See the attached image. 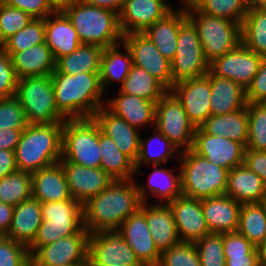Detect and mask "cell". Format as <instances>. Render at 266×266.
I'll use <instances>...</instances> for the list:
<instances>
[{
    "label": "cell",
    "mask_w": 266,
    "mask_h": 266,
    "mask_svg": "<svg viewBox=\"0 0 266 266\" xmlns=\"http://www.w3.org/2000/svg\"><path fill=\"white\" fill-rule=\"evenodd\" d=\"M75 0H47L48 4L54 11H63L69 7Z\"/></svg>",
    "instance_id": "cell-61"
},
{
    "label": "cell",
    "mask_w": 266,
    "mask_h": 266,
    "mask_svg": "<svg viewBox=\"0 0 266 266\" xmlns=\"http://www.w3.org/2000/svg\"><path fill=\"white\" fill-rule=\"evenodd\" d=\"M247 102H266V56H263L258 72L246 89Z\"/></svg>",
    "instance_id": "cell-54"
},
{
    "label": "cell",
    "mask_w": 266,
    "mask_h": 266,
    "mask_svg": "<svg viewBox=\"0 0 266 266\" xmlns=\"http://www.w3.org/2000/svg\"><path fill=\"white\" fill-rule=\"evenodd\" d=\"M5 3L26 12L33 19H45L54 12L47 0H6Z\"/></svg>",
    "instance_id": "cell-53"
},
{
    "label": "cell",
    "mask_w": 266,
    "mask_h": 266,
    "mask_svg": "<svg viewBox=\"0 0 266 266\" xmlns=\"http://www.w3.org/2000/svg\"><path fill=\"white\" fill-rule=\"evenodd\" d=\"M24 129H1L0 150L15 151Z\"/></svg>",
    "instance_id": "cell-56"
},
{
    "label": "cell",
    "mask_w": 266,
    "mask_h": 266,
    "mask_svg": "<svg viewBox=\"0 0 266 266\" xmlns=\"http://www.w3.org/2000/svg\"><path fill=\"white\" fill-rule=\"evenodd\" d=\"M28 125L22 104L15 96L0 99V130L25 129Z\"/></svg>",
    "instance_id": "cell-49"
},
{
    "label": "cell",
    "mask_w": 266,
    "mask_h": 266,
    "mask_svg": "<svg viewBox=\"0 0 266 266\" xmlns=\"http://www.w3.org/2000/svg\"><path fill=\"white\" fill-rule=\"evenodd\" d=\"M211 85V115H222L243 109L247 106L246 89L240 84L214 75L208 70Z\"/></svg>",
    "instance_id": "cell-29"
},
{
    "label": "cell",
    "mask_w": 266,
    "mask_h": 266,
    "mask_svg": "<svg viewBox=\"0 0 266 266\" xmlns=\"http://www.w3.org/2000/svg\"><path fill=\"white\" fill-rule=\"evenodd\" d=\"M193 6L207 15L224 18L241 25L248 12L244 0H198Z\"/></svg>",
    "instance_id": "cell-45"
},
{
    "label": "cell",
    "mask_w": 266,
    "mask_h": 266,
    "mask_svg": "<svg viewBox=\"0 0 266 266\" xmlns=\"http://www.w3.org/2000/svg\"><path fill=\"white\" fill-rule=\"evenodd\" d=\"M0 266H31L28 247L7 236H1Z\"/></svg>",
    "instance_id": "cell-50"
},
{
    "label": "cell",
    "mask_w": 266,
    "mask_h": 266,
    "mask_svg": "<svg viewBox=\"0 0 266 266\" xmlns=\"http://www.w3.org/2000/svg\"><path fill=\"white\" fill-rule=\"evenodd\" d=\"M154 127L166 136L177 150L182 147L180 152L192 149L196 127L189 120L181 102L170 90L156 103Z\"/></svg>",
    "instance_id": "cell-10"
},
{
    "label": "cell",
    "mask_w": 266,
    "mask_h": 266,
    "mask_svg": "<svg viewBox=\"0 0 266 266\" xmlns=\"http://www.w3.org/2000/svg\"><path fill=\"white\" fill-rule=\"evenodd\" d=\"M63 12L78 33L81 44H93L104 49L122 43L119 16L115 12L83 0H75Z\"/></svg>",
    "instance_id": "cell-4"
},
{
    "label": "cell",
    "mask_w": 266,
    "mask_h": 266,
    "mask_svg": "<svg viewBox=\"0 0 266 266\" xmlns=\"http://www.w3.org/2000/svg\"><path fill=\"white\" fill-rule=\"evenodd\" d=\"M262 58V55L254 53L241 42L234 50L211 62L209 70L247 89L258 72Z\"/></svg>",
    "instance_id": "cell-15"
},
{
    "label": "cell",
    "mask_w": 266,
    "mask_h": 266,
    "mask_svg": "<svg viewBox=\"0 0 266 266\" xmlns=\"http://www.w3.org/2000/svg\"><path fill=\"white\" fill-rule=\"evenodd\" d=\"M168 3L165 0H126L118 14L122 34L144 33L174 9Z\"/></svg>",
    "instance_id": "cell-19"
},
{
    "label": "cell",
    "mask_w": 266,
    "mask_h": 266,
    "mask_svg": "<svg viewBox=\"0 0 266 266\" xmlns=\"http://www.w3.org/2000/svg\"><path fill=\"white\" fill-rule=\"evenodd\" d=\"M58 111L66 119L93 118L105 104L101 100L104 91L99 72L77 73L58 72L51 74Z\"/></svg>",
    "instance_id": "cell-2"
},
{
    "label": "cell",
    "mask_w": 266,
    "mask_h": 266,
    "mask_svg": "<svg viewBox=\"0 0 266 266\" xmlns=\"http://www.w3.org/2000/svg\"><path fill=\"white\" fill-rule=\"evenodd\" d=\"M45 43L52 50L55 60L81 45L78 33L63 11H54L45 18Z\"/></svg>",
    "instance_id": "cell-25"
},
{
    "label": "cell",
    "mask_w": 266,
    "mask_h": 266,
    "mask_svg": "<svg viewBox=\"0 0 266 266\" xmlns=\"http://www.w3.org/2000/svg\"><path fill=\"white\" fill-rule=\"evenodd\" d=\"M223 252L224 257L259 255L257 247L238 231L223 234Z\"/></svg>",
    "instance_id": "cell-51"
},
{
    "label": "cell",
    "mask_w": 266,
    "mask_h": 266,
    "mask_svg": "<svg viewBox=\"0 0 266 266\" xmlns=\"http://www.w3.org/2000/svg\"><path fill=\"white\" fill-rule=\"evenodd\" d=\"M42 223L28 247L30 255L41 246L78 233L83 227V205L71 198L42 203Z\"/></svg>",
    "instance_id": "cell-8"
},
{
    "label": "cell",
    "mask_w": 266,
    "mask_h": 266,
    "mask_svg": "<svg viewBox=\"0 0 266 266\" xmlns=\"http://www.w3.org/2000/svg\"><path fill=\"white\" fill-rule=\"evenodd\" d=\"M63 123L29 124L23 131L15 150L17 169L34 173L62 158Z\"/></svg>",
    "instance_id": "cell-3"
},
{
    "label": "cell",
    "mask_w": 266,
    "mask_h": 266,
    "mask_svg": "<svg viewBox=\"0 0 266 266\" xmlns=\"http://www.w3.org/2000/svg\"><path fill=\"white\" fill-rule=\"evenodd\" d=\"M17 170L15 151L0 150V179Z\"/></svg>",
    "instance_id": "cell-57"
},
{
    "label": "cell",
    "mask_w": 266,
    "mask_h": 266,
    "mask_svg": "<svg viewBox=\"0 0 266 266\" xmlns=\"http://www.w3.org/2000/svg\"><path fill=\"white\" fill-rule=\"evenodd\" d=\"M60 161L100 168L99 124L94 118L66 119L64 121Z\"/></svg>",
    "instance_id": "cell-9"
},
{
    "label": "cell",
    "mask_w": 266,
    "mask_h": 266,
    "mask_svg": "<svg viewBox=\"0 0 266 266\" xmlns=\"http://www.w3.org/2000/svg\"><path fill=\"white\" fill-rule=\"evenodd\" d=\"M173 212L177 233L182 242H193L210 234L201 200L179 196L167 203Z\"/></svg>",
    "instance_id": "cell-21"
},
{
    "label": "cell",
    "mask_w": 266,
    "mask_h": 266,
    "mask_svg": "<svg viewBox=\"0 0 266 266\" xmlns=\"http://www.w3.org/2000/svg\"><path fill=\"white\" fill-rule=\"evenodd\" d=\"M45 43V19H33L30 23L8 38L1 47L14 55L34 45Z\"/></svg>",
    "instance_id": "cell-43"
},
{
    "label": "cell",
    "mask_w": 266,
    "mask_h": 266,
    "mask_svg": "<svg viewBox=\"0 0 266 266\" xmlns=\"http://www.w3.org/2000/svg\"><path fill=\"white\" fill-rule=\"evenodd\" d=\"M66 175L69 193L80 204L104 191L113 181L103 169L90 168L69 161H59Z\"/></svg>",
    "instance_id": "cell-20"
},
{
    "label": "cell",
    "mask_w": 266,
    "mask_h": 266,
    "mask_svg": "<svg viewBox=\"0 0 266 266\" xmlns=\"http://www.w3.org/2000/svg\"><path fill=\"white\" fill-rule=\"evenodd\" d=\"M100 168L114 180L134 179V163L117 147L113 139L101 131L99 126Z\"/></svg>",
    "instance_id": "cell-35"
},
{
    "label": "cell",
    "mask_w": 266,
    "mask_h": 266,
    "mask_svg": "<svg viewBox=\"0 0 266 266\" xmlns=\"http://www.w3.org/2000/svg\"><path fill=\"white\" fill-rule=\"evenodd\" d=\"M11 57L16 77L51 76L56 60L46 43L34 45L29 49L16 52Z\"/></svg>",
    "instance_id": "cell-31"
},
{
    "label": "cell",
    "mask_w": 266,
    "mask_h": 266,
    "mask_svg": "<svg viewBox=\"0 0 266 266\" xmlns=\"http://www.w3.org/2000/svg\"><path fill=\"white\" fill-rule=\"evenodd\" d=\"M160 166H153L154 169L148 177L147 186L154 197L161 199L162 203L167 204L183 195L181 172L176 174L172 172V169L162 168V166L160 168Z\"/></svg>",
    "instance_id": "cell-39"
},
{
    "label": "cell",
    "mask_w": 266,
    "mask_h": 266,
    "mask_svg": "<svg viewBox=\"0 0 266 266\" xmlns=\"http://www.w3.org/2000/svg\"><path fill=\"white\" fill-rule=\"evenodd\" d=\"M74 266H90L88 260L86 262H83V263H80V264H77V265H74Z\"/></svg>",
    "instance_id": "cell-67"
},
{
    "label": "cell",
    "mask_w": 266,
    "mask_h": 266,
    "mask_svg": "<svg viewBox=\"0 0 266 266\" xmlns=\"http://www.w3.org/2000/svg\"><path fill=\"white\" fill-rule=\"evenodd\" d=\"M15 97L22 104L29 124L64 123L66 120L58 111L51 76L19 78Z\"/></svg>",
    "instance_id": "cell-7"
},
{
    "label": "cell",
    "mask_w": 266,
    "mask_h": 266,
    "mask_svg": "<svg viewBox=\"0 0 266 266\" xmlns=\"http://www.w3.org/2000/svg\"><path fill=\"white\" fill-rule=\"evenodd\" d=\"M32 197L31 173L17 170L0 179V202L15 207Z\"/></svg>",
    "instance_id": "cell-42"
},
{
    "label": "cell",
    "mask_w": 266,
    "mask_h": 266,
    "mask_svg": "<svg viewBox=\"0 0 266 266\" xmlns=\"http://www.w3.org/2000/svg\"><path fill=\"white\" fill-rule=\"evenodd\" d=\"M192 150L211 163L231 170L244 163L246 147L235 140L207 134L197 127Z\"/></svg>",
    "instance_id": "cell-16"
},
{
    "label": "cell",
    "mask_w": 266,
    "mask_h": 266,
    "mask_svg": "<svg viewBox=\"0 0 266 266\" xmlns=\"http://www.w3.org/2000/svg\"><path fill=\"white\" fill-rule=\"evenodd\" d=\"M179 154L183 196L201 200L225 194L228 169L211 163L192 149Z\"/></svg>",
    "instance_id": "cell-5"
},
{
    "label": "cell",
    "mask_w": 266,
    "mask_h": 266,
    "mask_svg": "<svg viewBox=\"0 0 266 266\" xmlns=\"http://www.w3.org/2000/svg\"><path fill=\"white\" fill-rule=\"evenodd\" d=\"M187 19L185 8L173 9L144 32L158 51L170 62L176 53L179 28Z\"/></svg>",
    "instance_id": "cell-30"
},
{
    "label": "cell",
    "mask_w": 266,
    "mask_h": 266,
    "mask_svg": "<svg viewBox=\"0 0 266 266\" xmlns=\"http://www.w3.org/2000/svg\"><path fill=\"white\" fill-rule=\"evenodd\" d=\"M17 80L11 57L0 46V99L15 96Z\"/></svg>",
    "instance_id": "cell-52"
},
{
    "label": "cell",
    "mask_w": 266,
    "mask_h": 266,
    "mask_svg": "<svg viewBox=\"0 0 266 266\" xmlns=\"http://www.w3.org/2000/svg\"><path fill=\"white\" fill-rule=\"evenodd\" d=\"M33 18L26 12L11 7L6 3L0 5V46L12 35L27 26Z\"/></svg>",
    "instance_id": "cell-48"
},
{
    "label": "cell",
    "mask_w": 266,
    "mask_h": 266,
    "mask_svg": "<svg viewBox=\"0 0 266 266\" xmlns=\"http://www.w3.org/2000/svg\"><path fill=\"white\" fill-rule=\"evenodd\" d=\"M116 96L105 102L107 103L105 106L115 115L123 118L136 129L151 123L155 124L156 102L120 91Z\"/></svg>",
    "instance_id": "cell-27"
},
{
    "label": "cell",
    "mask_w": 266,
    "mask_h": 266,
    "mask_svg": "<svg viewBox=\"0 0 266 266\" xmlns=\"http://www.w3.org/2000/svg\"><path fill=\"white\" fill-rule=\"evenodd\" d=\"M200 128L207 134L223 136L242 143L245 147L248 141L247 107L222 115H211Z\"/></svg>",
    "instance_id": "cell-33"
},
{
    "label": "cell",
    "mask_w": 266,
    "mask_h": 266,
    "mask_svg": "<svg viewBox=\"0 0 266 266\" xmlns=\"http://www.w3.org/2000/svg\"><path fill=\"white\" fill-rule=\"evenodd\" d=\"M42 221V203L30 197L14 207L11 227L5 236L29 247Z\"/></svg>",
    "instance_id": "cell-26"
},
{
    "label": "cell",
    "mask_w": 266,
    "mask_h": 266,
    "mask_svg": "<svg viewBox=\"0 0 266 266\" xmlns=\"http://www.w3.org/2000/svg\"><path fill=\"white\" fill-rule=\"evenodd\" d=\"M118 232L144 266H158L161 252L157 249L147 226L145 202H142L137 212L124 220Z\"/></svg>",
    "instance_id": "cell-18"
},
{
    "label": "cell",
    "mask_w": 266,
    "mask_h": 266,
    "mask_svg": "<svg viewBox=\"0 0 266 266\" xmlns=\"http://www.w3.org/2000/svg\"><path fill=\"white\" fill-rule=\"evenodd\" d=\"M93 118L99 124L101 131L113 139L121 152L135 164L140 150L139 130L115 115L105 105L95 113Z\"/></svg>",
    "instance_id": "cell-22"
},
{
    "label": "cell",
    "mask_w": 266,
    "mask_h": 266,
    "mask_svg": "<svg viewBox=\"0 0 266 266\" xmlns=\"http://www.w3.org/2000/svg\"><path fill=\"white\" fill-rule=\"evenodd\" d=\"M122 44L130 51L133 65L149 72L168 90L172 88L171 62L158 51L147 35L144 33L125 34Z\"/></svg>",
    "instance_id": "cell-14"
},
{
    "label": "cell",
    "mask_w": 266,
    "mask_h": 266,
    "mask_svg": "<svg viewBox=\"0 0 266 266\" xmlns=\"http://www.w3.org/2000/svg\"><path fill=\"white\" fill-rule=\"evenodd\" d=\"M198 0H181L183 8L193 6Z\"/></svg>",
    "instance_id": "cell-64"
},
{
    "label": "cell",
    "mask_w": 266,
    "mask_h": 266,
    "mask_svg": "<svg viewBox=\"0 0 266 266\" xmlns=\"http://www.w3.org/2000/svg\"><path fill=\"white\" fill-rule=\"evenodd\" d=\"M120 45L124 49L120 51ZM133 65L130 51L125 45L118 44L104 48L100 59V82L105 93L107 87L113 82H120L121 85L128 76Z\"/></svg>",
    "instance_id": "cell-34"
},
{
    "label": "cell",
    "mask_w": 266,
    "mask_h": 266,
    "mask_svg": "<svg viewBox=\"0 0 266 266\" xmlns=\"http://www.w3.org/2000/svg\"><path fill=\"white\" fill-rule=\"evenodd\" d=\"M119 91L131 96H139L158 102L168 89L143 68L132 65L131 70L120 85Z\"/></svg>",
    "instance_id": "cell-37"
},
{
    "label": "cell",
    "mask_w": 266,
    "mask_h": 266,
    "mask_svg": "<svg viewBox=\"0 0 266 266\" xmlns=\"http://www.w3.org/2000/svg\"><path fill=\"white\" fill-rule=\"evenodd\" d=\"M201 206L210 233L236 232L241 204L227 195L201 199Z\"/></svg>",
    "instance_id": "cell-23"
},
{
    "label": "cell",
    "mask_w": 266,
    "mask_h": 266,
    "mask_svg": "<svg viewBox=\"0 0 266 266\" xmlns=\"http://www.w3.org/2000/svg\"><path fill=\"white\" fill-rule=\"evenodd\" d=\"M226 266H262L259 255L225 257Z\"/></svg>",
    "instance_id": "cell-59"
},
{
    "label": "cell",
    "mask_w": 266,
    "mask_h": 266,
    "mask_svg": "<svg viewBox=\"0 0 266 266\" xmlns=\"http://www.w3.org/2000/svg\"><path fill=\"white\" fill-rule=\"evenodd\" d=\"M6 0H0V5L5 3Z\"/></svg>",
    "instance_id": "cell-68"
},
{
    "label": "cell",
    "mask_w": 266,
    "mask_h": 266,
    "mask_svg": "<svg viewBox=\"0 0 266 266\" xmlns=\"http://www.w3.org/2000/svg\"><path fill=\"white\" fill-rule=\"evenodd\" d=\"M158 266H201L196 245L181 241L161 253Z\"/></svg>",
    "instance_id": "cell-47"
},
{
    "label": "cell",
    "mask_w": 266,
    "mask_h": 266,
    "mask_svg": "<svg viewBox=\"0 0 266 266\" xmlns=\"http://www.w3.org/2000/svg\"><path fill=\"white\" fill-rule=\"evenodd\" d=\"M201 266H226L223 252V234L210 233L194 243Z\"/></svg>",
    "instance_id": "cell-46"
},
{
    "label": "cell",
    "mask_w": 266,
    "mask_h": 266,
    "mask_svg": "<svg viewBox=\"0 0 266 266\" xmlns=\"http://www.w3.org/2000/svg\"><path fill=\"white\" fill-rule=\"evenodd\" d=\"M89 232L78 233L38 247L31 255V266H74L88 260Z\"/></svg>",
    "instance_id": "cell-12"
},
{
    "label": "cell",
    "mask_w": 266,
    "mask_h": 266,
    "mask_svg": "<svg viewBox=\"0 0 266 266\" xmlns=\"http://www.w3.org/2000/svg\"><path fill=\"white\" fill-rule=\"evenodd\" d=\"M263 206H264V209H265V212H266V192L262 198V201L260 202Z\"/></svg>",
    "instance_id": "cell-66"
},
{
    "label": "cell",
    "mask_w": 266,
    "mask_h": 266,
    "mask_svg": "<svg viewBox=\"0 0 266 266\" xmlns=\"http://www.w3.org/2000/svg\"><path fill=\"white\" fill-rule=\"evenodd\" d=\"M103 48L93 44H81L75 51L56 60L55 69L65 74L100 72Z\"/></svg>",
    "instance_id": "cell-36"
},
{
    "label": "cell",
    "mask_w": 266,
    "mask_h": 266,
    "mask_svg": "<svg viewBox=\"0 0 266 266\" xmlns=\"http://www.w3.org/2000/svg\"><path fill=\"white\" fill-rule=\"evenodd\" d=\"M134 179L114 180L104 191L83 204L84 228L93 234L118 230L130 215L147 202V189Z\"/></svg>",
    "instance_id": "cell-1"
},
{
    "label": "cell",
    "mask_w": 266,
    "mask_h": 266,
    "mask_svg": "<svg viewBox=\"0 0 266 266\" xmlns=\"http://www.w3.org/2000/svg\"><path fill=\"white\" fill-rule=\"evenodd\" d=\"M247 10L258 9L264 0H244Z\"/></svg>",
    "instance_id": "cell-63"
},
{
    "label": "cell",
    "mask_w": 266,
    "mask_h": 266,
    "mask_svg": "<svg viewBox=\"0 0 266 266\" xmlns=\"http://www.w3.org/2000/svg\"><path fill=\"white\" fill-rule=\"evenodd\" d=\"M208 70L197 29L187 19L179 28L177 49L171 61L173 84L204 76Z\"/></svg>",
    "instance_id": "cell-11"
},
{
    "label": "cell",
    "mask_w": 266,
    "mask_h": 266,
    "mask_svg": "<svg viewBox=\"0 0 266 266\" xmlns=\"http://www.w3.org/2000/svg\"><path fill=\"white\" fill-rule=\"evenodd\" d=\"M88 262L90 266H144L118 230L89 235Z\"/></svg>",
    "instance_id": "cell-13"
},
{
    "label": "cell",
    "mask_w": 266,
    "mask_h": 266,
    "mask_svg": "<svg viewBox=\"0 0 266 266\" xmlns=\"http://www.w3.org/2000/svg\"><path fill=\"white\" fill-rule=\"evenodd\" d=\"M258 10H260L263 13H266V0L259 6Z\"/></svg>",
    "instance_id": "cell-65"
},
{
    "label": "cell",
    "mask_w": 266,
    "mask_h": 266,
    "mask_svg": "<svg viewBox=\"0 0 266 266\" xmlns=\"http://www.w3.org/2000/svg\"><path fill=\"white\" fill-rule=\"evenodd\" d=\"M266 192V186L257 174L246 164L228 171L225 195L242 204L260 203Z\"/></svg>",
    "instance_id": "cell-32"
},
{
    "label": "cell",
    "mask_w": 266,
    "mask_h": 266,
    "mask_svg": "<svg viewBox=\"0 0 266 266\" xmlns=\"http://www.w3.org/2000/svg\"><path fill=\"white\" fill-rule=\"evenodd\" d=\"M244 164L262 178L266 186V151L245 150Z\"/></svg>",
    "instance_id": "cell-55"
},
{
    "label": "cell",
    "mask_w": 266,
    "mask_h": 266,
    "mask_svg": "<svg viewBox=\"0 0 266 266\" xmlns=\"http://www.w3.org/2000/svg\"><path fill=\"white\" fill-rule=\"evenodd\" d=\"M187 18L196 27L208 64L234 50L241 42V24L210 16L194 6L186 7Z\"/></svg>",
    "instance_id": "cell-6"
},
{
    "label": "cell",
    "mask_w": 266,
    "mask_h": 266,
    "mask_svg": "<svg viewBox=\"0 0 266 266\" xmlns=\"http://www.w3.org/2000/svg\"><path fill=\"white\" fill-rule=\"evenodd\" d=\"M32 197L41 203L71 199L66 175L60 163L31 174Z\"/></svg>",
    "instance_id": "cell-28"
},
{
    "label": "cell",
    "mask_w": 266,
    "mask_h": 266,
    "mask_svg": "<svg viewBox=\"0 0 266 266\" xmlns=\"http://www.w3.org/2000/svg\"><path fill=\"white\" fill-rule=\"evenodd\" d=\"M145 202V217L151 237L157 249L162 253L181 242L174 221L173 212L168 204L156 201Z\"/></svg>",
    "instance_id": "cell-24"
},
{
    "label": "cell",
    "mask_w": 266,
    "mask_h": 266,
    "mask_svg": "<svg viewBox=\"0 0 266 266\" xmlns=\"http://www.w3.org/2000/svg\"><path fill=\"white\" fill-rule=\"evenodd\" d=\"M248 141L246 150L266 151V102H247Z\"/></svg>",
    "instance_id": "cell-44"
},
{
    "label": "cell",
    "mask_w": 266,
    "mask_h": 266,
    "mask_svg": "<svg viewBox=\"0 0 266 266\" xmlns=\"http://www.w3.org/2000/svg\"><path fill=\"white\" fill-rule=\"evenodd\" d=\"M241 40L254 53L266 56V13L248 10L241 25Z\"/></svg>",
    "instance_id": "cell-41"
},
{
    "label": "cell",
    "mask_w": 266,
    "mask_h": 266,
    "mask_svg": "<svg viewBox=\"0 0 266 266\" xmlns=\"http://www.w3.org/2000/svg\"><path fill=\"white\" fill-rule=\"evenodd\" d=\"M154 133V136L148 137L147 140H144L143 137L140 138L139 155L134 164L135 174L139 175L143 165L148 163L163 165L162 163L171 159L175 152L180 153V150L178 151L159 130L155 128Z\"/></svg>",
    "instance_id": "cell-38"
},
{
    "label": "cell",
    "mask_w": 266,
    "mask_h": 266,
    "mask_svg": "<svg viewBox=\"0 0 266 266\" xmlns=\"http://www.w3.org/2000/svg\"><path fill=\"white\" fill-rule=\"evenodd\" d=\"M260 262L262 266H266V237L257 246Z\"/></svg>",
    "instance_id": "cell-62"
},
{
    "label": "cell",
    "mask_w": 266,
    "mask_h": 266,
    "mask_svg": "<svg viewBox=\"0 0 266 266\" xmlns=\"http://www.w3.org/2000/svg\"><path fill=\"white\" fill-rule=\"evenodd\" d=\"M14 207L12 205L0 202V233L5 236L12 223Z\"/></svg>",
    "instance_id": "cell-58"
},
{
    "label": "cell",
    "mask_w": 266,
    "mask_h": 266,
    "mask_svg": "<svg viewBox=\"0 0 266 266\" xmlns=\"http://www.w3.org/2000/svg\"><path fill=\"white\" fill-rule=\"evenodd\" d=\"M83 1L98 8L110 10L112 12H115L116 14H119L126 0H83Z\"/></svg>",
    "instance_id": "cell-60"
},
{
    "label": "cell",
    "mask_w": 266,
    "mask_h": 266,
    "mask_svg": "<svg viewBox=\"0 0 266 266\" xmlns=\"http://www.w3.org/2000/svg\"><path fill=\"white\" fill-rule=\"evenodd\" d=\"M255 247L266 237V212L261 203L242 204L237 230Z\"/></svg>",
    "instance_id": "cell-40"
},
{
    "label": "cell",
    "mask_w": 266,
    "mask_h": 266,
    "mask_svg": "<svg viewBox=\"0 0 266 266\" xmlns=\"http://www.w3.org/2000/svg\"><path fill=\"white\" fill-rule=\"evenodd\" d=\"M170 91L181 102L189 120L196 128L211 116V85L208 74L173 84Z\"/></svg>",
    "instance_id": "cell-17"
}]
</instances>
